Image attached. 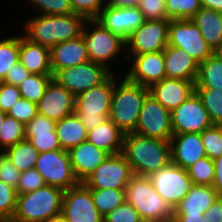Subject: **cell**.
<instances>
[{"mask_svg":"<svg viewBox=\"0 0 222 222\" xmlns=\"http://www.w3.org/2000/svg\"><path fill=\"white\" fill-rule=\"evenodd\" d=\"M125 196L145 222H173L174 209L156 192L149 177L134 175Z\"/></svg>","mask_w":222,"mask_h":222,"instance_id":"obj_4","label":"cell"},{"mask_svg":"<svg viewBox=\"0 0 222 222\" xmlns=\"http://www.w3.org/2000/svg\"><path fill=\"white\" fill-rule=\"evenodd\" d=\"M73 13L83 16L86 20L96 19L104 7L99 0H70Z\"/></svg>","mask_w":222,"mask_h":222,"instance_id":"obj_46","label":"cell"},{"mask_svg":"<svg viewBox=\"0 0 222 222\" xmlns=\"http://www.w3.org/2000/svg\"><path fill=\"white\" fill-rule=\"evenodd\" d=\"M156 192L175 209L187 195L192 181L187 171L170 162L148 176Z\"/></svg>","mask_w":222,"mask_h":222,"instance_id":"obj_12","label":"cell"},{"mask_svg":"<svg viewBox=\"0 0 222 222\" xmlns=\"http://www.w3.org/2000/svg\"><path fill=\"white\" fill-rule=\"evenodd\" d=\"M25 140V125L13 117L6 115L0 128V151Z\"/></svg>","mask_w":222,"mask_h":222,"instance_id":"obj_35","label":"cell"},{"mask_svg":"<svg viewBox=\"0 0 222 222\" xmlns=\"http://www.w3.org/2000/svg\"><path fill=\"white\" fill-rule=\"evenodd\" d=\"M201 7L222 13V0H200Z\"/></svg>","mask_w":222,"mask_h":222,"instance_id":"obj_55","label":"cell"},{"mask_svg":"<svg viewBox=\"0 0 222 222\" xmlns=\"http://www.w3.org/2000/svg\"><path fill=\"white\" fill-rule=\"evenodd\" d=\"M134 172L122 153L112 154L83 183L89 189H125Z\"/></svg>","mask_w":222,"mask_h":222,"instance_id":"obj_9","label":"cell"},{"mask_svg":"<svg viewBox=\"0 0 222 222\" xmlns=\"http://www.w3.org/2000/svg\"><path fill=\"white\" fill-rule=\"evenodd\" d=\"M166 77L196 83L199 64L187 52L167 45L163 50Z\"/></svg>","mask_w":222,"mask_h":222,"instance_id":"obj_24","label":"cell"},{"mask_svg":"<svg viewBox=\"0 0 222 222\" xmlns=\"http://www.w3.org/2000/svg\"><path fill=\"white\" fill-rule=\"evenodd\" d=\"M89 61L82 34L72 40L60 42L51 48L53 75L64 68L77 66Z\"/></svg>","mask_w":222,"mask_h":222,"instance_id":"obj_25","label":"cell"},{"mask_svg":"<svg viewBox=\"0 0 222 222\" xmlns=\"http://www.w3.org/2000/svg\"><path fill=\"white\" fill-rule=\"evenodd\" d=\"M115 74L113 72L100 85L75 96L74 112L79 116L88 131L109 118Z\"/></svg>","mask_w":222,"mask_h":222,"instance_id":"obj_7","label":"cell"},{"mask_svg":"<svg viewBox=\"0 0 222 222\" xmlns=\"http://www.w3.org/2000/svg\"><path fill=\"white\" fill-rule=\"evenodd\" d=\"M200 137L208 158L215 160L222 155V138L216 125L203 130Z\"/></svg>","mask_w":222,"mask_h":222,"instance_id":"obj_41","label":"cell"},{"mask_svg":"<svg viewBox=\"0 0 222 222\" xmlns=\"http://www.w3.org/2000/svg\"><path fill=\"white\" fill-rule=\"evenodd\" d=\"M129 59L125 76L129 81L150 87L166 77L163 51L139 55H126Z\"/></svg>","mask_w":222,"mask_h":222,"instance_id":"obj_17","label":"cell"},{"mask_svg":"<svg viewBox=\"0 0 222 222\" xmlns=\"http://www.w3.org/2000/svg\"><path fill=\"white\" fill-rule=\"evenodd\" d=\"M173 222H207V218L203 213H174Z\"/></svg>","mask_w":222,"mask_h":222,"instance_id":"obj_54","label":"cell"},{"mask_svg":"<svg viewBox=\"0 0 222 222\" xmlns=\"http://www.w3.org/2000/svg\"><path fill=\"white\" fill-rule=\"evenodd\" d=\"M62 150L69 151L87 140L88 130L74 112L56 121L55 128Z\"/></svg>","mask_w":222,"mask_h":222,"instance_id":"obj_28","label":"cell"},{"mask_svg":"<svg viewBox=\"0 0 222 222\" xmlns=\"http://www.w3.org/2000/svg\"><path fill=\"white\" fill-rule=\"evenodd\" d=\"M56 121L48 119L46 116L37 114L29 123L25 125V134L56 133Z\"/></svg>","mask_w":222,"mask_h":222,"instance_id":"obj_49","label":"cell"},{"mask_svg":"<svg viewBox=\"0 0 222 222\" xmlns=\"http://www.w3.org/2000/svg\"><path fill=\"white\" fill-rule=\"evenodd\" d=\"M170 146L171 162L185 170L197 160L206 157L200 133L173 134Z\"/></svg>","mask_w":222,"mask_h":222,"instance_id":"obj_21","label":"cell"},{"mask_svg":"<svg viewBox=\"0 0 222 222\" xmlns=\"http://www.w3.org/2000/svg\"><path fill=\"white\" fill-rule=\"evenodd\" d=\"M112 72L105 66L92 61L57 71L53 79L74 96L103 83Z\"/></svg>","mask_w":222,"mask_h":222,"instance_id":"obj_10","label":"cell"},{"mask_svg":"<svg viewBox=\"0 0 222 222\" xmlns=\"http://www.w3.org/2000/svg\"><path fill=\"white\" fill-rule=\"evenodd\" d=\"M218 197L212 186L192 184L187 195L175 207L174 213L204 214Z\"/></svg>","mask_w":222,"mask_h":222,"instance_id":"obj_27","label":"cell"},{"mask_svg":"<svg viewBox=\"0 0 222 222\" xmlns=\"http://www.w3.org/2000/svg\"><path fill=\"white\" fill-rule=\"evenodd\" d=\"M34 168L42 175L46 185L68 190L80 183L74 174L70 156L66 150L39 153Z\"/></svg>","mask_w":222,"mask_h":222,"instance_id":"obj_8","label":"cell"},{"mask_svg":"<svg viewBox=\"0 0 222 222\" xmlns=\"http://www.w3.org/2000/svg\"><path fill=\"white\" fill-rule=\"evenodd\" d=\"M90 191L94 205L103 217L126 201L125 189H90Z\"/></svg>","mask_w":222,"mask_h":222,"instance_id":"obj_32","label":"cell"},{"mask_svg":"<svg viewBox=\"0 0 222 222\" xmlns=\"http://www.w3.org/2000/svg\"><path fill=\"white\" fill-rule=\"evenodd\" d=\"M74 101L75 96L52 79L37 103V111L48 119L59 121L74 113Z\"/></svg>","mask_w":222,"mask_h":222,"instance_id":"obj_19","label":"cell"},{"mask_svg":"<svg viewBox=\"0 0 222 222\" xmlns=\"http://www.w3.org/2000/svg\"><path fill=\"white\" fill-rule=\"evenodd\" d=\"M45 185L42 175L33 168L21 172L16 190L18 194H24L42 188Z\"/></svg>","mask_w":222,"mask_h":222,"instance_id":"obj_44","label":"cell"},{"mask_svg":"<svg viewBox=\"0 0 222 222\" xmlns=\"http://www.w3.org/2000/svg\"><path fill=\"white\" fill-rule=\"evenodd\" d=\"M213 55L222 61V43L215 50H213Z\"/></svg>","mask_w":222,"mask_h":222,"instance_id":"obj_58","label":"cell"},{"mask_svg":"<svg viewBox=\"0 0 222 222\" xmlns=\"http://www.w3.org/2000/svg\"><path fill=\"white\" fill-rule=\"evenodd\" d=\"M21 98L18 86L0 82V110L8 113L11 107Z\"/></svg>","mask_w":222,"mask_h":222,"instance_id":"obj_48","label":"cell"},{"mask_svg":"<svg viewBox=\"0 0 222 222\" xmlns=\"http://www.w3.org/2000/svg\"><path fill=\"white\" fill-rule=\"evenodd\" d=\"M95 20L125 40L145 22L139 7L121 8L112 5L104 6Z\"/></svg>","mask_w":222,"mask_h":222,"instance_id":"obj_18","label":"cell"},{"mask_svg":"<svg viewBox=\"0 0 222 222\" xmlns=\"http://www.w3.org/2000/svg\"><path fill=\"white\" fill-rule=\"evenodd\" d=\"M200 0H165L169 20H189L200 10Z\"/></svg>","mask_w":222,"mask_h":222,"instance_id":"obj_36","label":"cell"},{"mask_svg":"<svg viewBox=\"0 0 222 222\" xmlns=\"http://www.w3.org/2000/svg\"><path fill=\"white\" fill-rule=\"evenodd\" d=\"M104 222H145L137 210L128 202L119 205L106 216L103 217Z\"/></svg>","mask_w":222,"mask_h":222,"instance_id":"obj_42","label":"cell"},{"mask_svg":"<svg viewBox=\"0 0 222 222\" xmlns=\"http://www.w3.org/2000/svg\"><path fill=\"white\" fill-rule=\"evenodd\" d=\"M148 89L149 94L171 112L195 91V84L184 79L165 77Z\"/></svg>","mask_w":222,"mask_h":222,"instance_id":"obj_20","label":"cell"},{"mask_svg":"<svg viewBox=\"0 0 222 222\" xmlns=\"http://www.w3.org/2000/svg\"><path fill=\"white\" fill-rule=\"evenodd\" d=\"M37 114V104L24 98L19 99L7 113L8 116L15 118L24 125L29 123Z\"/></svg>","mask_w":222,"mask_h":222,"instance_id":"obj_43","label":"cell"},{"mask_svg":"<svg viewBox=\"0 0 222 222\" xmlns=\"http://www.w3.org/2000/svg\"><path fill=\"white\" fill-rule=\"evenodd\" d=\"M43 222H67V220L64 218L62 214H59L57 216L50 217Z\"/></svg>","mask_w":222,"mask_h":222,"instance_id":"obj_57","label":"cell"},{"mask_svg":"<svg viewBox=\"0 0 222 222\" xmlns=\"http://www.w3.org/2000/svg\"><path fill=\"white\" fill-rule=\"evenodd\" d=\"M36 14L69 15L73 13L70 0H26Z\"/></svg>","mask_w":222,"mask_h":222,"instance_id":"obj_39","label":"cell"},{"mask_svg":"<svg viewBox=\"0 0 222 222\" xmlns=\"http://www.w3.org/2000/svg\"><path fill=\"white\" fill-rule=\"evenodd\" d=\"M195 88H211L222 90V61L215 55L199 64Z\"/></svg>","mask_w":222,"mask_h":222,"instance_id":"obj_30","label":"cell"},{"mask_svg":"<svg viewBox=\"0 0 222 222\" xmlns=\"http://www.w3.org/2000/svg\"><path fill=\"white\" fill-rule=\"evenodd\" d=\"M216 126L218 127L220 135H221V138H222V122L219 123V124H216Z\"/></svg>","mask_w":222,"mask_h":222,"instance_id":"obj_61","label":"cell"},{"mask_svg":"<svg viewBox=\"0 0 222 222\" xmlns=\"http://www.w3.org/2000/svg\"><path fill=\"white\" fill-rule=\"evenodd\" d=\"M64 190L50 185L18 194L16 210L10 222H43L62 212Z\"/></svg>","mask_w":222,"mask_h":222,"instance_id":"obj_5","label":"cell"},{"mask_svg":"<svg viewBox=\"0 0 222 222\" xmlns=\"http://www.w3.org/2000/svg\"><path fill=\"white\" fill-rule=\"evenodd\" d=\"M17 190L0 180V222H10L17 203Z\"/></svg>","mask_w":222,"mask_h":222,"instance_id":"obj_40","label":"cell"},{"mask_svg":"<svg viewBox=\"0 0 222 222\" xmlns=\"http://www.w3.org/2000/svg\"><path fill=\"white\" fill-rule=\"evenodd\" d=\"M52 79L53 75L31 74L18 85L22 98L37 104Z\"/></svg>","mask_w":222,"mask_h":222,"instance_id":"obj_33","label":"cell"},{"mask_svg":"<svg viewBox=\"0 0 222 222\" xmlns=\"http://www.w3.org/2000/svg\"><path fill=\"white\" fill-rule=\"evenodd\" d=\"M215 175L212 187L216 190L219 196H222V155L213 160Z\"/></svg>","mask_w":222,"mask_h":222,"instance_id":"obj_53","label":"cell"},{"mask_svg":"<svg viewBox=\"0 0 222 222\" xmlns=\"http://www.w3.org/2000/svg\"><path fill=\"white\" fill-rule=\"evenodd\" d=\"M122 154L134 175L148 177L171 162L170 141L127 133L124 134Z\"/></svg>","mask_w":222,"mask_h":222,"instance_id":"obj_2","label":"cell"},{"mask_svg":"<svg viewBox=\"0 0 222 222\" xmlns=\"http://www.w3.org/2000/svg\"><path fill=\"white\" fill-rule=\"evenodd\" d=\"M191 178L192 184L212 186L215 168L214 162L207 156L197 160L193 165L186 169Z\"/></svg>","mask_w":222,"mask_h":222,"instance_id":"obj_38","label":"cell"},{"mask_svg":"<svg viewBox=\"0 0 222 222\" xmlns=\"http://www.w3.org/2000/svg\"><path fill=\"white\" fill-rule=\"evenodd\" d=\"M191 20L212 50L222 43V13L201 7Z\"/></svg>","mask_w":222,"mask_h":222,"instance_id":"obj_29","label":"cell"},{"mask_svg":"<svg viewBox=\"0 0 222 222\" xmlns=\"http://www.w3.org/2000/svg\"><path fill=\"white\" fill-rule=\"evenodd\" d=\"M214 125L222 122V90L195 88Z\"/></svg>","mask_w":222,"mask_h":222,"instance_id":"obj_37","label":"cell"},{"mask_svg":"<svg viewBox=\"0 0 222 222\" xmlns=\"http://www.w3.org/2000/svg\"><path fill=\"white\" fill-rule=\"evenodd\" d=\"M167 45L183 49L198 64L213 55L212 48L191 19L170 20Z\"/></svg>","mask_w":222,"mask_h":222,"instance_id":"obj_11","label":"cell"},{"mask_svg":"<svg viewBox=\"0 0 222 222\" xmlns=\"http://www.w3.org/2000/svg\"><path fill=\"white\" fill-rule=\"evenodd\" d=\"M61 214L67 222H104L83 182L64 190Z\"/></svg>","mask_w":222,"mask_h":222,"instance_id":"obj_16","label":"cell"},{"mask_svg":"<svg viewBox=\"0 0 222 222\" xmlns=\"http://www.w3.org/2000/svg\"><path fill=\"white\" fill-rule=\"evenodd\" d=\"M141 0H114L112 6L127 8V7H138Z\"/></svg>","mask_w":222,"mask_h":222,"instance_id":"obj_56","label":"cell"},{"mask_svg":"<svg viewBox=\"0 0 222 222\" xmlns=\"http://www.w3.org/2000/svg\"><path fill=\"white\" fill-rule=\"evenodd\" d=\"M170 20H145L126 40V55L163 51L168 42Z\"/></svg>","mask_w":222,"mask_h":222,"instance_id":"obj_14","label":"cell"},{"mask_svg":"<svg viewBox=\"0 0 222 222\" xmlns=\"http://www.w3.org/2000/svg\"><path fill=\"white\" fill-rule=\"evenodd\" d=\"M103 6L112 5L114 0H99Z\"/></svg>","mask_w":222,"mask_h":222,"instance_id":"obj_59","label":"cell"},{"mask_svg":"<svg viewBox=\"0 0 222 222\" xmlns=\"http://www.w3.org/2000/svg\"><path fill=\"white\" fill-rule=\"evenodd\" d=\"M19 61V34L0 39V82L8 70Z\"/></svg>","mask_w":222,"mask_h":222,"instance_id":"obj_34","label":"cell"},{"mask_svg":"<svg viewBox=\"0 0 222 222\" xmlns=\"http://www.w3.org/2000/svg\"><path fill=\"white\" fill-rule=\"evenodd\" d=\"M82 37L89 61L102 64L112 73L114 70L109 67L112 61L119 62L116 58L121 54L126 57V40L104 28L95 19L85 21Z\"/></svg>","mask_w":222,"mask_h":222,"instance_id":"obj_6","label":"cell"},{"mask_svg":"<svg viewBox=\"0 0 222 222\" xmlns=\"http://www.w3.org/2000/svg\"><path fill=\"white\" fill-rule=\"evenodd\" d=\"M139 10L145 20H169L165 11V0H141Z\"/></svg>","mask_w":222,"mask_h":222,"instance_id":"obj_47","label":"cell"},{"mask_svg":"<svg viewBox=\"0 0 222 222\" xmlns=\"http://www.w3.org/2000/svg\"><path fill=\"white\" fill-rule=\"evenodd\" d=\"M135 133L170 141L173 131L171 112L149 93L143 101Z\"/></svg>","mask_w":222,"mask_h":222,"instance_id":"obj_13","label":"cell"},{"mask_svg":"<svg viewBox=\"0 0 222 222\" xmlns=\"http://www.w3.org/2000/svg\"><path fill=\"white\" fill-rule=\"evenodd\" d=\"M70 162L76 178L83 182L109 156L88 140L69 151Z\"/></svg>","mask_w":222,"mask_h":222,"instance_id":"obj_22","label":"cell"},{"mask_svg":"<svg viewBox=\"0 0 222 222\" xmlns=\"http://www.w3.org/2000/svg\"><path fill=\"white\" fill-rule=\"evenodd\" d=\"M6 115H7V113H5L2 110H0V128H1V125H2Z\"/></svg>","mask_w":222,"mask_h":222,"instance_id":"obj_60","label":"cell"},{"mask_svg":"<svg viewBox=\"0 0 222 222\" xmlns=\"http://www.w3.org/2000/svg\"><path fill=\"white\" fill-rule=\"evenodd\" d=\"M19 62L31 74L53 75L51 49L30 42L23 34L19 35Z\"/></svg>","mask_w":222,"mask_h":222,"instance_id":"obj_23","label":"cell"},{"mask_svg":"<svg viewBox=\"0 0 222 222\" xmlns=\"http://www.w3.org/2000/svg\"><path fill=\"white\" fill-rule=\"evenodd\" d=\"M30 75L31 73L26 69V67L18 61L8 70L6 77L2 82L18 86Z\"/></svg>","mask_w":222,"mask_h":222,"instance_id":"obj_51","label":"cell"},{"mask_svg":"<svg viewBox=\"0 0 222 222\" xmlns=\"http://www.w3.org/2000/svg\"><path fill=\"white\" fill-rule=\"evenodd\" d=\"M86 19L75 13L69 15L36 14L24 21L22 34L30 42L52 48L60 42L75 39L82 34Z\"/></svg>","mask_w":222,"mask_h":222,"instance_id":"obj_1","label":"cell"},{"mask_svg":"<svg viewBox=\"0 0 222 222\" xmlns=\"http://www.w3.org/2000/svg\"><path fill=\"white\" fill-rule=\"evenodd\" d=\"M25 139L29 140L39 153L61 149L56 133L25 134Z\"/></svg>","mask_w":222,"mask_h":222,"instance_id":"obj_45","label":"cell"},{"mask_svg":"<svg viewBox=\"0 0 222 222\" xmlns=\"http://www.w3.org/2000/svg\"><path fill=\"white\" fill-rule=\"evenodd\" d=\"M213 125L201 98L195 91L178 108L171 111L173 134L201 133Z\"/></svg>","mask_w":222,"mask_h":222,"instance_id":"obj_15","label":"cell"},{"mask_svg":"<svg viewBox=\"0 0 222 222\" xmlns=\"http://www.w3.org/2000/svg\"><path fill=\"white\" fill-rule=\"evenodd\" d=\"M20 174L18 168L3 154L0 157V180L16 189Z\"/></svg>","mask_w":222,"mask_h":222,"instance_id":"obj_50","label":"cell"},{"mask_svg":"<svg viewBox=\"0 0 222 222\" xmlns=\"http://www.w3.org/2000/svg\"><path fill=\"white\" fill-rule=\"evenodd\" d=\"M3 153L20 172L33 169L39 155L38 150L26 139L7 148Z\"/></svg>","mask_w":222,"mask_h":222,"instance_id":"obj_31","label":"cell"},{"mask_svg":"<svg viewBox=\"0 0 222 222\" xmlns=\"http://www.w3.org/2000/svg\"><path fill=\"white\" fill-rule=\"evenodd\" d=\"M207 222H222V196H219L213 204L204 211Z\"/></svg>","mask_w":222,"mask_h":222,"instance_id":"obj_52","label":"cell"},{"mask_svg":"<svg viewBox=\"0 0 222 222\" xmlns=\"http://www.w3.org/2000/svg\"><path fill=\"white\" fill-rule=\"evenodd\" d=\"M148 93V87L133 83L123 75L118 81L115 75L109 119L124 134L135 131L143 101Z\"/></svg>","mask_w":222,"mask_h":222,"instance_id":"obj_3","label":"cell"},{"mask_svg":"<svg viewBox=\"0 0 222 222\" xmlns=\"http://www.w3.org/2000/svg\"><path fill=\"white\" fill-rule=\"evenodd\" d=\"M124 133L109 118L88 131L87 140L109 155L122 153Z\"/></svg>","mask_w":222,"mask_h":222,"instance_id":"obj_26","label":"cell"}]
</instances>
